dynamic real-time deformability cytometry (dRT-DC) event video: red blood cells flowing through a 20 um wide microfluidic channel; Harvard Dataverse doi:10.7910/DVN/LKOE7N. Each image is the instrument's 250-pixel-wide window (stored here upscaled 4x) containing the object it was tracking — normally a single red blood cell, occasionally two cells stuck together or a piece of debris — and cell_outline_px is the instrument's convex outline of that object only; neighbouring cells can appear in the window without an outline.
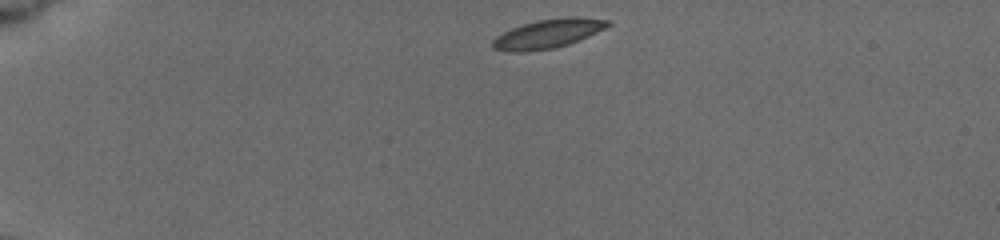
{"species": "common noctule bat (a hibernating species)", "species_latin": "Nyctalus noctula", "temperature_condition": "cold", "stored_images_in_passage": 10, "camera_frame_rate_fps": 3000, "um_per_image_px": 0.085, "animal": {"sex": "female", "body_mass_g": 19.5, "forearm_length_mm": 54.1}, "frame": {"image": 1, "passage_image": 1, "time_ms": 0.0, "image_size_px": [1000, 240], "cell_outline_px": [[612, 24], [588, 36], [568, 44], [556, 48], [524, 52], [512, 52], [492, 48], [492, 40], [496, 36], [512, 28], [536, 20], [568, 16], [580, 16], [612, 20]], "centroid_in_image_um": [46.6, 2.85], "position_along_channel_um": 38.4, "area_um2": 19.59}}